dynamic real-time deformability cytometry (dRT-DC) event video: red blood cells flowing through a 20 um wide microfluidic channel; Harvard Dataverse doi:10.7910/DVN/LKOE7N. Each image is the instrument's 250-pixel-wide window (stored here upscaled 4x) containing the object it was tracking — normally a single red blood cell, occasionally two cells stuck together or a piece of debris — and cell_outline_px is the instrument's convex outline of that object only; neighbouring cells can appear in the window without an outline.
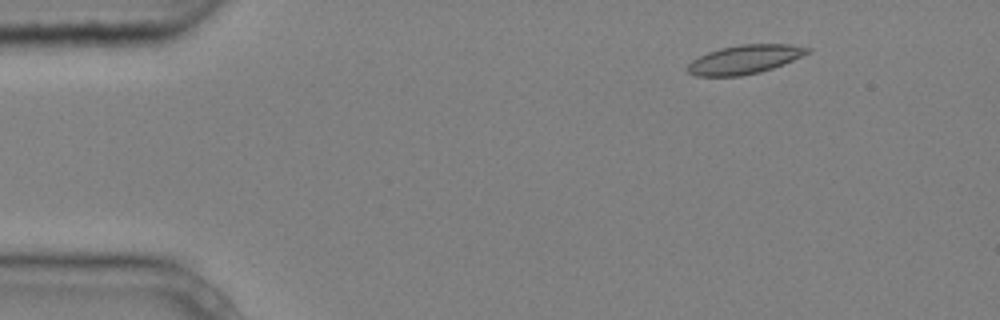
{"species": "common noctule bat (a hibernating species)", "species_latin": "Nyctalus noctula", "temperature_condition": "cold", "stored_images_in_passage": 4, "camera_frame_rate_fps": 3000, "um_per_image_px": 0.085, "animal": {"sex": "male", "body_mass_g": 20.4}, "frame": {"image": 1, "passage_image": 2, "time_ms": 0.333, "image_size_px": [1000, 320], "cell_outline_px": [[812, 52], [784, 64], [760, 72], [740, 76], [696, 76], [688, 72], [684, 68], [692, 60], [708, 52], [720, 48], [740, 44], [792, 44], [812, 48]], "centroid_in_image_um": [63.32, 5.05], "position_along_channel_um": 21.7, "area_um2": 20.35}}